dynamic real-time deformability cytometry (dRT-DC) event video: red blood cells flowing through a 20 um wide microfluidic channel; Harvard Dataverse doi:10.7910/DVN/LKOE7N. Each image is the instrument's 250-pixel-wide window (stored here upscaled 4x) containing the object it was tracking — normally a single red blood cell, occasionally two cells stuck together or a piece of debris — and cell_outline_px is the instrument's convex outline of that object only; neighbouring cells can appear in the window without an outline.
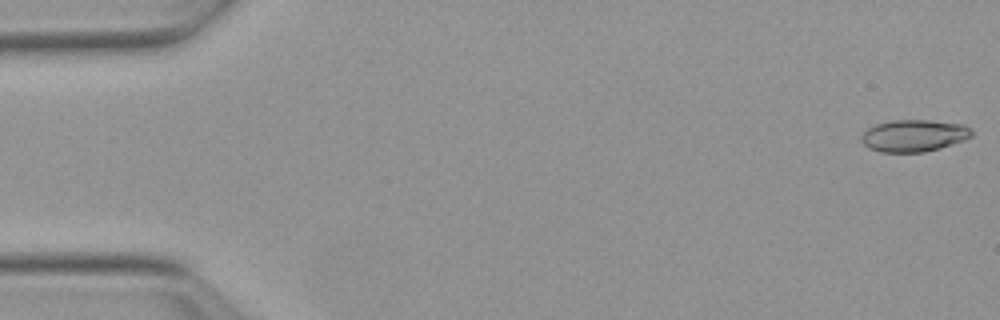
{"species": "Egyptian fruit bat (a non-hibernating species)", "species_latin": "Rousettus aegyptiacus", "temperature_condition": "warm", "stored_images_in_passage": 11, "camera_frame_rate_fps": 3000, "um_per_image_px": 0.085, "animal": {"sex": "female"}, "frame": {"image": 1, "passage_image": 1, "time_ms": 0.0, "image_size_px": [1000, 320], "cell_outline_px": [[972, 136], [964, 140], [940, 148], [924, 152], [880, 152], [868, 148], [860, 140], [860, 136], [868, 128], [876, 124], [892, 120], [928, 120], [964, 124], [972, 132]], "centroid_in_image_um": [77.65, 11.53], "position_along_channel_um": 7.3, "area_um2": 20.58}}